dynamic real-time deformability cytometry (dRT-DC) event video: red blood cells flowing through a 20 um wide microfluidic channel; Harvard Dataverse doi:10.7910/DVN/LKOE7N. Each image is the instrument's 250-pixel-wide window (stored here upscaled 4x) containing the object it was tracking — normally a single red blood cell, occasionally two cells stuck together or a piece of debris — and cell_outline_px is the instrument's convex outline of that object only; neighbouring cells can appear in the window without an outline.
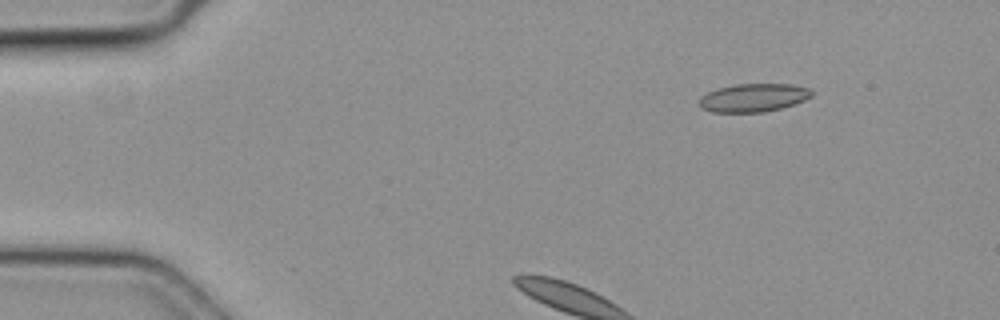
{"species": "common noctule bat (a hibernating species)", "species_latin": "Nyctalus noctula", "temperature_condition": "cold", "stored_images_in_passage": 9, "camera_frame_rate_fps": 3000, "um_per_image_px": 0.085, "animal": {"sex": "female", "body_mass_g": 19.3, "forearm_length_mm": 54.1}, "frame": {"image": 1, "passage_image": 1, "time_ms": 0.0, "image_size_px": [1000, 320], "cell_outline_px": [[812, 96], [804, 100], [780, 108], [764, 112], [712, 112], [700, 108], [700, 96], [716, 88], [736, 84], [792, 84], [808, 88], [812, 92]], "centroid_in_image_um": [64.01, 8.3], "position_along_channel_um": 21.0, "area_um2": 18.44}}
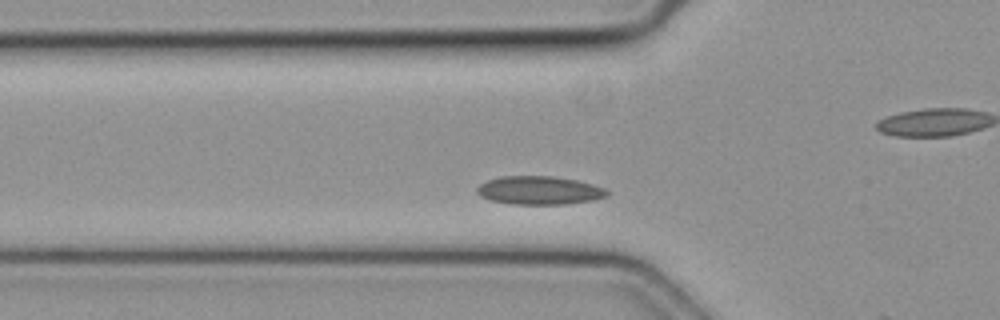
{"frame": {"image": 2, "passage_image": 8, "time_ms": 2.333, "image_size_px": [1000, 320], "cell_outline_px": [[608, 196], [592, 200], [564, 204], [512, 204], [492, 200], [480, 196], [476, 192], [476, 188], [480, 184], [488, 180], [500, 176], [552, 176], [576, 180], [592, 184], [604, 188], [608, 192]], "centroid_in_image_um": [45.82, 16.18], "position_along_channel_um": 80.0, "area_um2": 21.39}}